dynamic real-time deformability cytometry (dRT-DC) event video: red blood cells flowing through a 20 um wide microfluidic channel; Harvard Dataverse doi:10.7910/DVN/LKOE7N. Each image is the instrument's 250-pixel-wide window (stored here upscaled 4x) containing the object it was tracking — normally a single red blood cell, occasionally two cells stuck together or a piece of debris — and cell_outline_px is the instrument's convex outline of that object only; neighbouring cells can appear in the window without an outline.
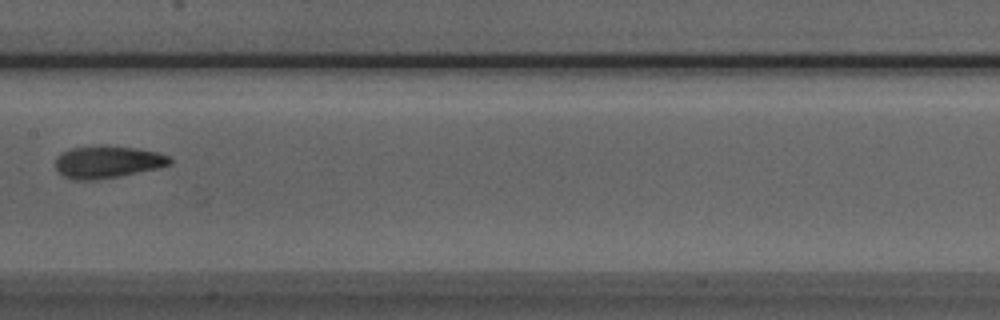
{"species": "Egyptian fruit bat (a non-hibernating species)", "species_latin": "Rousettus aegyptiacus", "temperature_condition": "room temperature", "stored_images_in_passage": 8, "camera_frame_rate_fps": 3000, "um_per_image_px": 0.085, "animal": {"sex": "male"}, "frame": {"image": 1, "passage_image": 8, "time_ms": 2.333, "image_size_px": [1000, 320], "cell_outline_px": [[172, 164], [156, 168], [120, 176], [96, 180], [72, 180], [64, 176], [56, 168], [56, 156], [60, 152], [72, 148], [100, 144], [104, 144], [136, 148], [160, 152], [168, 156], [172, 160]], "centroid_in_image_um": [9.12, 13.74], "position_along_channel_um": 198.3, "area_um2": 21.85}}